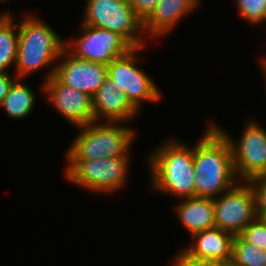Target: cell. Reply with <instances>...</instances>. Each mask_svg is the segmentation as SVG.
Returning a JSON list of instances; mask_svg holds the SVG:
<instances>
[{
  "label": "cell",
  "mask_w": 266,
  "mask_h": 266,
  "mask_svg": "<svg viewBox=\"0 0 266 266\" xmlns=\"http://www.w3.org/2000/svg\"><path fill=\"white\" fill-rule=\"evenodd\" d=\"M215 124L194 146L195 197L215 199L239 182L230 143Z\"/></svg>",
  "instance_id": "6da1fadb"
},
{
  "label": "cell",
  "mask_w": 266,
  "mask_h": 266,
  "mask_svg": "<svg viewBox=\"0 0 266 266\" xmlns=\"http://www.w3.org/2000/svg\"><path fill=\"white\" fill-rule=\"evenodd\" d=\"M146 160L153 191L177 200L195 197L193 144L169 137L155 146Z\"/></svg>",
  "instance_id": "7a4b0ae2"
},
{
  "label": "cell",
  "mask_w": 266,
  "mask_h": 266,
  "mask_svg": "<svg viewBox=\"0 0 266 266\" xmlns=\"http://www.w3.org/2000/svg\"><path fill=\"white\" fill-rule=\"evenodd\" d=\"M64 48L65 39L51 25L26 12L18 23V53L13 73L17 79H25L40 69L56 66Z\"/></svg>",
  "instance_id": "3957f363"
},
{
  "label": "cell",
  "mask_w": 266,
  "mask_h": 266,
  "mask_svg": "<svg viewBox=\"0 0 266 266\" xmlns=\"http://www.w3.org/2000/svg\"><path fill=\"white\" fill-rule=\"evenodd\" d=\"M123 122L93 121L79 126L78 135L66 149V160L130 157L135 129Z\"/></svg>",
  "instance_id": "277c9868"
},
{
  "label": "cell",
  "mask_w": 266,
  "mask_h": 266,
  "mask_svg": "<svg viewBox=\"0 0 266 266\" xmlns=\"http://www.w3.org/2000/svg\"><path fill=\"white\" fill-rule=\"evenodd\" d=\"M66 161L67 181L94 194L118 193L128 182L130 157Z\"/></svg>",
  "instance_id": "5b68a950"
},
{
  "label": "cell",
  "mask_w": 266,
  "mask_h": 266,
  "mask_svg": "<svg viewBox=\"0 0 266 266\" xmlns=\"http://www.w3.org/2000/svg\"><path fill=\"white\" fill-rule=\"evenodd\" d=\"M83 13V25L119 33L133 47H145L148 42L145 40L143 22L136 16L128 0H85Z\"/></svg>",
  "instance_id": "8992f818"
},
{
  "label": "cell",
  "mask_w": 266,
  "mask_h": 266,
  "mask_svg": "<svg viewBox=\"0 0 266 266\" xmlns=\"http://www.w3.org/2000/svg\"><path fill=\"white\" fill-rule=\"evenodd\" d=\"M144 48L146 47H134L126 55L112 60L107 65V78L117 84L139 113L142 112L145 101L159 103L162 99L161 90L153 78L138 68L142 60L138 51Z\"/></svg>",
  "instance_id": "52a82bcc"
},
{
  "label": "cell",
  "mask_w": 266,
  "mask_h": 266,
  "mask_svg": "<svg viewBox=\"0 0 266 266\" xmlns=\"http://www.w3.org/2000/svg\"><path fill=\"white\" fill-rule=\"evenodd\" d=\"M215 126L230 143L233 165L239 181L247 182L258 176H266V130L257 120L252 118L245 122L237 142L228 131Z\"/></svg>",
  "instance_id": "ba28073f"
},
{
  "label": "cell",
  "mask_w": 266,
  "mask_h": 266,
  "mask_svg": "<svg viewBox=\"0 0 266 266\" xmlns=\"http://www.w3.org/2000/svg\"><path fill=\"white\" fill-rule=\"evenodd\" d=\"M78 38L65 40V48L79 59L108 65L134 47L119 33L81 24Z\"/></svg>",
  "instance_id": "9c48e42d"
},
{
  "label": "cell",
  "mask_w": 266,
  "mask_h": 266,
  "mask_svg": "<svg viewBox=\"0 0 266 266\" xmlns=\"http://www.w3.org/2000/svg\"><path fill=\"white\" fill-rule=\"evenodd\" d=\"M213 200L215 227L234 236L257 218L254 193L246 181H239Z\"/></svg>",
  "instance_id": "30bf717a"
},
{
  "label": "cell",
  "mask_w": 266,
  "mask_h": 266,
  "mask_svg": "<svg viewBox=\"0 0 266 266\" xmlns=\"http://www.w3.org/2000/svg\"><path fill=\"white\" fill-rule=\"evenodd\" d=\"M45 82L53 75L63 84L93 97L107 77V66L79 59L66 48L63 49L56 66L49 68Z\"/></svg>",
  "instance_id": "8fae6325"
},
{
  "label": "cell",
  "mask_w": 266,
  "mask_h": 266,
  "mask_svg": "<svg viewBox=\"0 0 266 266\" xmlns=\"http://www.w3.org/2000/svg\"><path fill=\"white\" fill-rule=\"evenodd\" d=\"M48 103L75 127L88 125L95 121L92 97L61 83L54 75L43 82L40 91Z\"/></svg>",
  "instance_id": "7c38bea8"
},
{
  "label": "cell",
  "mask_w": 266,
  "mask_h": 266,
  "mask_svg": "<svg viewBox=\"0 0 266 266\" xmlns=\"http://www.w3.org/2000/svg\"><path fill=\"white\" fill-rule=\"evenodd\" d=\"M92 109L95 121L129 123L139 114L125 93L107 77L92 97Z\"/></svg>",
  "instance_id": "4fadbf2b"
},
{
  "label": "cell",
  "mask_w": 266,
  "mask_h": 266,
  "mask_svg": "<svg viewBox=\"0 0 266 266\" xmlns=\"http://www.w3.org/2000/svg\"><path fill=\"white\" fill-rule=\"evenodd\" d=\"M201 0H159L154 12L143 23L147 40L160 39L172 32L178 23L198 9ZM175 27V28H174ZM173 29V30H172Z\"/></svg>",
  "instance_id": "5bb4252c"
},
{
  "label": "cell",
  "mask_w": 266,
  "mask_h": 266,
  "mask_svg": "<svg viewBox=\"0 0 266 266\" xmlns=\"http://www.w3.org/2000/svg\"><path fill=\"white\" fill-rule=\"evenodd\" d=\"M234 237L233 234L214 227L193 234L190 237L191 243L182 249L193 258L224 264L231 261Z\"/></svg>",
  "instance_id": "9a60e30c"
},
{
  "label": "cell",
  "mask_w": 266,
  "mask_h": 266,
  "mask_svg": "<svg viewBox=\"0 0 266 266\" xmlns=\"http://www.w3.org/2000/svg\"><path fill=\"white\" fill-rule=\"evenodd\" d=\"M175 217L187 230L190 237L215 227L214 200L212 198L190 197L180 199L173 207Z\"/></svg>",
  "instance_id": "2e32d148"
},
{
  "label": "cell",
  "mask_w": 266,
  "mask_h": 266,
  "mask_svg": "<svg viewBox=\"0 0 266 266\" xmlns=\"http://www.w3.org/2000/svg\"><path fill=\"white\" fill-rule=\"evenodd\" d=\"M24 79H16L5 96L0 108L4 109L7 117L12 120L28 118L35 110L36 96L32 88L25 84Z\"/></svg>",
  "instance_id": "e0dca14e"
},
{
  "label": "cell",
  "mask_w": 266,
  "mask_h": 266,
  "mask_svg": "<svg viewBox=\"0 0 266 266\" xmlns=\"http://www.w3.org/2000/svg\"><path fill=\"white\" fill-rule=\"evenodd\" d=\"M9 11L0 13V73H10L18 53V21Z\"/></svg>",
  "instance_id": "ac0fdd59"
},
{
  "label": "cell",
  "mask_w": 266,
  "mask_h": 266,
  "mask_svg": "<svg viewBox=\"0 0 266 266\" xmlns=\"http://www.w3.org/2000/svg\"><path fill=\"white\" fill-rule=\"evenodd\" d=\"M235 266H266V250L245 241L240 235L233 240L230 261Z\"/></svg>",
  "instance_id": "d6986e66"
},
{
  "label": "cell",
  "mask_w": 266,
  "mask_h": 266,
  "mask_svg": "<svg viewBox=\"0 0 266 266\" xmlns=\"http://www.w3.org/2000/svg\"><path fill=\"white\" fill-rule=\"evenodd\" d=\"M240 17L255 27L266 21V0H235Z\"/></svg>",
  "instance_id": "ffe728a7"
},
{
  "label": "cell",
  "mask_w": 266,
  "mask_h": 266,
  "mask_svg": "<svg viewBox=\"0 0 266 266\" xmlns=\"http://www.w3.org/2000/svg\"><path fill=\"white\" fill-rule=\"evenodd\" d=\"M240 236L248 243L266 250V223L262 218H256L249 223Z\"/></svg>",
  "instance_id": "44dd1931"
},
{
  "label": "cell",
  "mask_w": 266,
  "mask_h": 266,
  "mask_svg": "<svg viewBox=\"0 0 266 266\" xmlns=\"http://www.w3.org/2000/svg\"><path fill=\"white\" fill-rule=\"evenodd\" d=\"M254 193L258 218L266 215V176H258L247 181Z\"/></svg>",
  "instance_id": "7402d4cb"
},
{
  "label": "cell",
  "mask_w": 266,
  "mask_h": 266,
  "mask_svg": "<svg viewBox=\"0 0 266 266\" xmlns=\"http://www.w3.org/2000/svg\"><path fill=\"white\" fill-rule=\"evenodd\" d=\"M169 263L170 266H223V263L218 261L193 258L183 249L178 250Z\"/></svg>",
  "instance_id": "603a6c76"
},
{
  "label": "cell",
  "mask_w": 266,
  "mask_h": 266,
  "mask_svg": "<svg viewBox=\"0 0 266 266\" xmlns=\"http://www.w3.org/2000/svg\"><path fill=\"white\" fill-rule=\"evenodd\" d=\"M159 0H128L136 16L144 23L154 12Z\"/></svg>",
  "instance_id": "cb8c5ba5"
},
{
  "label": "cell",
  "mask_w": 266,
  "mask_h": 266,
  "mask_svg": "<svg viewBox=\"0 0 266 266\" xmlns=\"http://www.w3.org/2000/svg\"><path fill=\"white\" fill-rule=\"evenodd\" d=\"M16 79L17 76L15 74L0 73V106L5 96L8 94L10 87Z\"/></svg>",
  "instance_id": "d4e9b609"
},
{
  "label": "cell",
  "mask_w": 266,
  "mask_h": 266,
  "mask_svg": "<svg viewBox=\"0 0 266 266\" xmlns=\"http://www.w3.org/2000/svg\"><path fill=\"white\" fill-rule=\"evenodd\" d=\"M259 65H260V67H261V73L263 74L262 76H263V78L265 79L264 80V83H265V85H266V64H263V63H258ZM266 88V87H265Z\"/></svg>",
  "instance_id": "484cf974"
},
{
  "label": "cell",
  "mask_w": 266,
  "mask_h": 266,
  "mask_svg": "<svg viewBox=\"0 0 266 266\" xmlns=\"http://www.w3.org/2000/svg\"><path fill=\"white\" fill-rule=\"evenodd\" d=\"M259 59L257 60L259 63H263V64H266V56H261V57H258Z\"/></svg>",
  "instance_id": "4316f807"
},
{
  "label": "cell",
  "mask_w": 266,
  "mask_h": 266,
  "mask_svg": "<svg viewBox=\"0 0 266 266\" xmlns=\"http://www.w3.org/2000/svg\"><path fill=\"white\" fill-rule=\"evenodd\" d=\"M223 266H235V265H233L231 262H228V263H224Z\"/></svg>",
  "instance_id": "83f0119b"
},
{
  "label": "cell",
  "mask_w": 266,
  "mask_h": 266,
  "mask_svg": "<svg viewBox=\"0 0 266 266\" xmlns=\"http://www.w3.org/2000/svg\"><path fill=\"white\" fill-rule=\"evenodd\" d=\"M262 219H263L264 222L266 223V215H264V216L262 217Z\"/></svg>",
  "instance_id": "f1b7e54d"
}]
</instances>
